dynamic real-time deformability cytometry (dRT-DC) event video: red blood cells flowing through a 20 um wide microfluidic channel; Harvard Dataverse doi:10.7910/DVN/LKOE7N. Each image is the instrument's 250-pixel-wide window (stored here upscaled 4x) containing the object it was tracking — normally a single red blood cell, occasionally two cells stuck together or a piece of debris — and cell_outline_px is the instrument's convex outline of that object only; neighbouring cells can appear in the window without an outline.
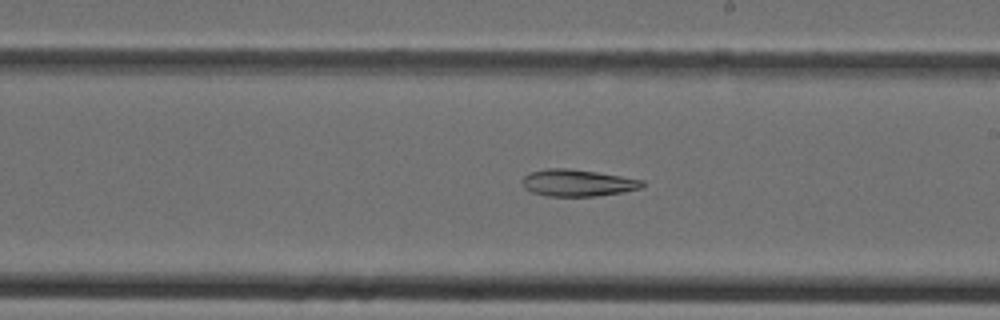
{"species": "Egyptian fruit bat (a non-hibernating species)", "species_latin": "Rousettus aegyptiacus", "temperature_condition": "cold", "stored_images_in_passage": 32, "camera_frame_rate_fps": 3000, "um_per_image_px": 0.085, "animal": {"sex": "female"}, "frame": {"image": 1, "passage_image": 14, "time_ms": 4.333, "image_size_px": [1000, 320], "cell_outline_px": [[644, 188], [624, 192], [596, 196], [548, 196], [532, 192], [524, 188], [520, 180], [524, 176], [532, 172], [544, 168], [568, 168], [596, 172], [644, 180]], "centroid_in_image_um": [49.1, 15.54], "position_along_channel_um": 239.9, "area_um2": 18.9}}